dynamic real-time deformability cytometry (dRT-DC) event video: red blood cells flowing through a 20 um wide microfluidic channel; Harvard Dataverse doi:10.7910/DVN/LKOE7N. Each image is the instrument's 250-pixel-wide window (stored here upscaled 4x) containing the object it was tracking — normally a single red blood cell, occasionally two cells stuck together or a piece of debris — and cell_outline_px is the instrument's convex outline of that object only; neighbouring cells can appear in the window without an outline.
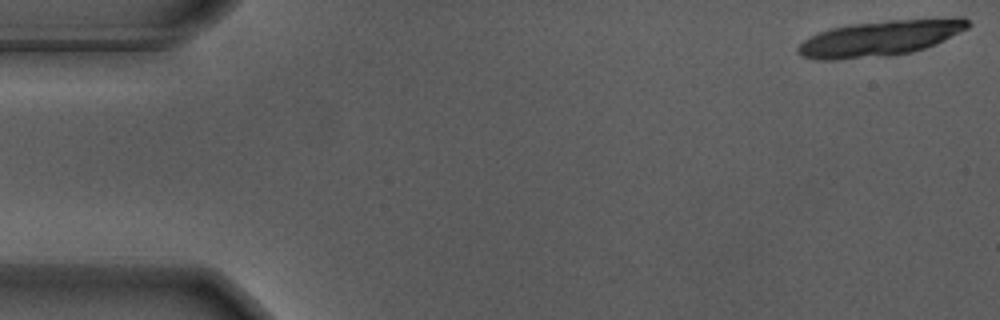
{"species": "Egyptian fruit bat (a non-hibernating species)", "species_latin": "Rousettus aegyptiacus", "temperature_condition": "warm", "stored_images_in_passage": 19, "camera_frame_rate_fps": 3000, "um_per_image_px": 0.085, "animal": {"sex": "male"}, "frame": {"image": 1, "passage_image": 1, "time_ms": 0.0, "image_size_px": [1000, 320], "cell_outline_px": [[972, 24], [968, 28], [924, 48], [912, 52], [888, 56], [832, 60], [824, 60], [804, 56], [796, 48], [804, 40], [816, 32], [828, 28], [848, 24], [888, 20], [956, 16], [964, 16]], "centroid_in_image_um": [74.85, 3.21], "position_along_channel_um": 10.2, "area_um2": 35.55}}